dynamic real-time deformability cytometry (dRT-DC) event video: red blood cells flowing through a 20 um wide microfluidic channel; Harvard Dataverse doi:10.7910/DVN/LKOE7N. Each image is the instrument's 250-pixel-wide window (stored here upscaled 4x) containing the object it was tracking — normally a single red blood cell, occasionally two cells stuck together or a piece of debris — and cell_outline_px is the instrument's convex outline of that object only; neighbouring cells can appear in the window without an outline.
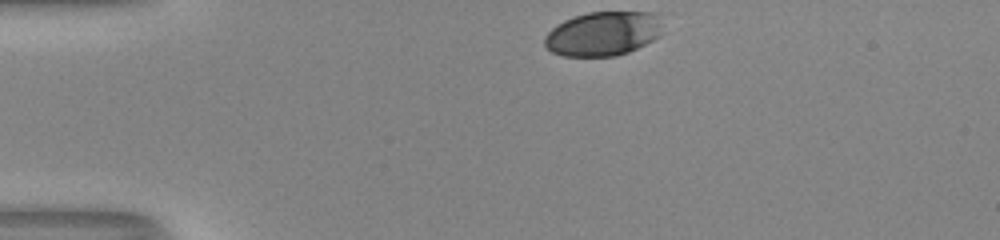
{"species": "human", "species_latin": "Homo sapiens", "temperature_condition": "room temperature", "stored_images_in_passage": 32, "camera_frame_rate_fps": 3000, "um_per_image_px": 0.085, "donor": {"sex": "male"}, "frame": {"image": 1, "passage_image": 1, "time_ms": 0.0, "image_size_px": [1000, 240], "cell_outline_px": [[660, 36], [628, 52], [616, 56], [564, 56], [552, 52], [544, 44], [544, 36], [556, 24], [564, 20], [588, 12], [656, 12]], "centroid_in_image_um": [51.2, 2.86], "position_along_channel_um": 33.8, "area_um2": 30.11}}
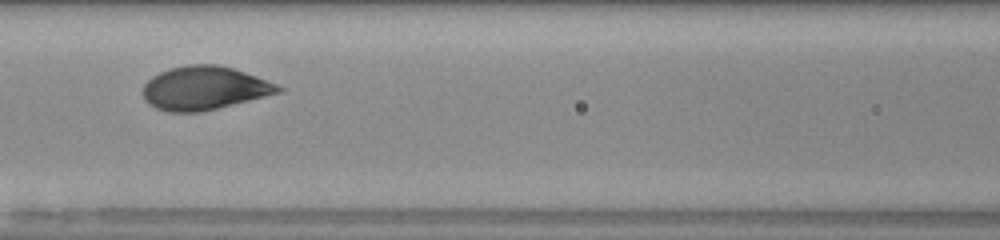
{"frame": {"image": 2, "passage_image": 14, "time_ms": 4.333, "image_size_px": [1000, 240], "cell_outline_px": [[284, 88], [280, 92], [200, 112], [168, 112], [156, 108], [148, 104], [144, 100], [144, 84], [152, 76], [160, 72], [172, 68], [188, 64], [220, 64], [256, 76], [276, 84]], "centroid_in_image_um": [17.33, 7.48], "position_along_channel_um": 149.3, "area_um2": 33.93}}
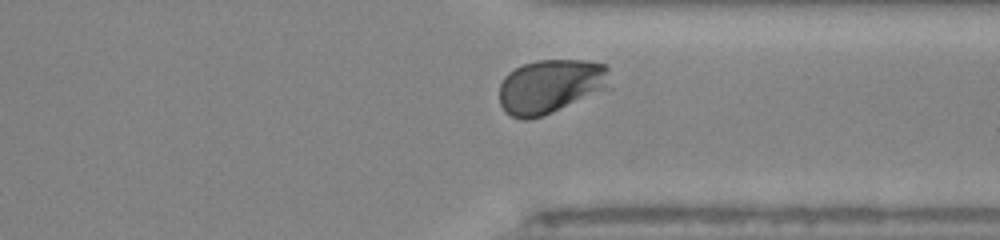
{"frame": {"image": 3, "passage_image": 30, "time_ms": 9.667, "image_size_px": [1000, 240], "cell_outline_px": [[608, 68], [604, 88], [552, 112], [528, 120], [520, 120], [504, 112], [500, 104], [500, 84], [504, 76], [508, 72], [524, 64], [536, 60], [584, 60], [604, 64]], "centroid_in_image_um": [46.67, 7.33], "position_along_channel_um": 364.7, "area_um2": 34.04}, "authors_computed_cell_mechanics": {"area_um2": 34.2176, "velocity_mm_per_s": 4.0371, "shape_relaxation_time_tau1_ms": 2.786, "shape_relaxation_time_tau2_ms": null, "deformation_change_tau1": 0.1322, "deformation_change_tau2": null}}